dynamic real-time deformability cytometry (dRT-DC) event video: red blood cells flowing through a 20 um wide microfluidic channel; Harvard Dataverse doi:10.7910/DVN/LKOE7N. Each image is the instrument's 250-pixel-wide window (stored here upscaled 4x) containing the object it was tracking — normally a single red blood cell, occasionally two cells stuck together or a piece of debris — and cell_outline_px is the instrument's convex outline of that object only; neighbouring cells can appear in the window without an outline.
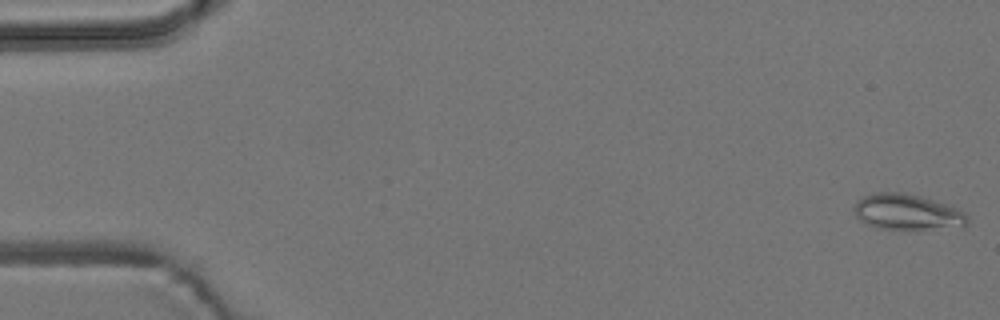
{"species": "common noctule bat (a hibernating species)", "species_latin": "Nyctalus noctula", "temperature_condition": "room temperature", "stored_images_in_passage": 3, "camera_frame_rate_fps": 3000, "um_per_image_px": 0.085, "animal": {"sex": "male", "body_mass_g": 19.2, "forearm_length_mm": 51.8}, "frame": {"image": 1, "passage_image": 1, "time_ms": 0.0, "image_size_px": [1000, 320], "cell_outline_px": [[968, 224], [964, 228], [876, 228], [860, 220], [856, 216], [852, 208], [864, 196], [872, 192], [904, 192], [920, 196], [956, 208], [964, 212], [968, 220]], "centroid_in_image_um": [77.11, 18.02], "position_along_channel_um": 7.9, "area_um2": 23.35}}